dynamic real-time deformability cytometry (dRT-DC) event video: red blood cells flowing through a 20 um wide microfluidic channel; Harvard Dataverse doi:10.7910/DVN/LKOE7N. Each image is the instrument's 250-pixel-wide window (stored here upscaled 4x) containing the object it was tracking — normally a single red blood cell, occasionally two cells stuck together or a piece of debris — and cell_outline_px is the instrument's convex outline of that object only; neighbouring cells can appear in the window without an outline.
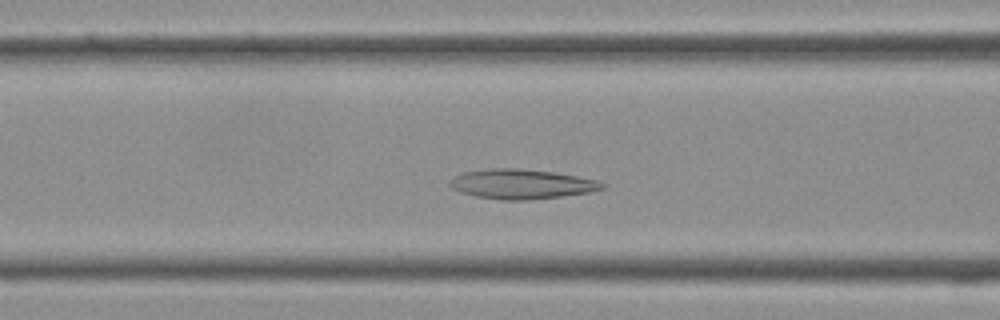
{"species": "Egyptian fruit bat (a non-hibernating species)", "species_latin": "Rousettus aegyptiacus", "temperature_condition": "cold", "stored_images_in_passage": 35, "camera_frame_rate_fps": 3000, "um_per_image_px": 0.085, "frame": {"image": 1, "passage_image": 11, "time_ms": 3.333, "image_size_px": [1000, 320], "cell_outline_px": [[608, 184], [604, 188], [588, 192], [560, 196], [528, 200], [500, 200], [476, 196], [460, 192], [452, 188], [448, 184], [448, 180], [464, 172], [488, 168], [520, 168], [552, 172], [600, 180]], "centroid_in_image_um": [44.33, 15.64], "position_along_channel_um": 122.3, "area_um2": 26.41}}
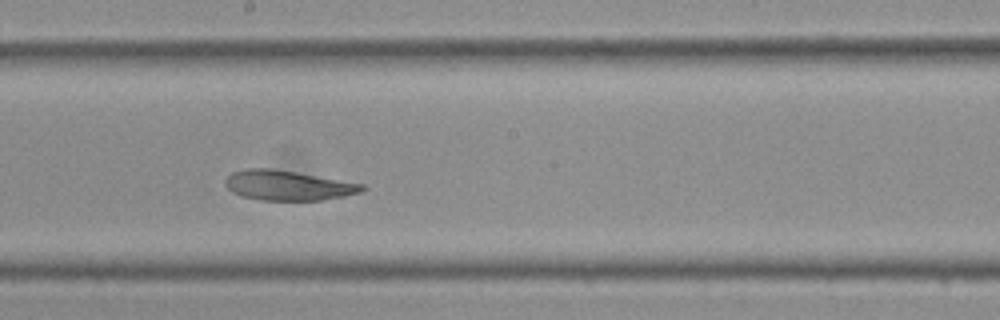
{"frame": {"image": 2, "passage_image": 17, "time_ms": 5.333, "image_size_px": [1000, 320], "cell_outline_px": [[364, 188], [360, 192], [344, 196], [324, 200], [260, 200], [240, 196], [232, 192], [224, 184], [224, 180], [232, 172], [248, 168], [272, 168], [296, 172], [364, 184]], "centroid_in_image_um": [24.43, 15.76], "position_along_channel_um": 223.8, "area_um2": 23.81}}
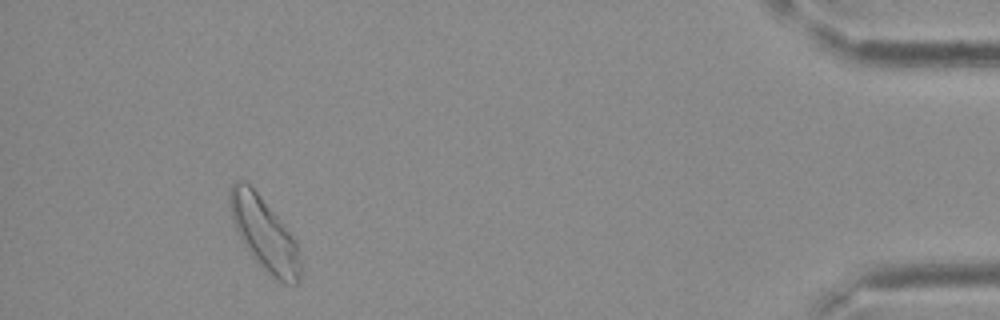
{"frame": {"image": 3, "passage_image": 32, "time_ms": 10.333, "image_size_px": [1000, 320], "cell_outline_px": [[304, 268], [300, 280], [296, 284], [284, 284], [272, 276], [248, 252], [232, 220], [228, 200], [228, 192], [232, 184], [236, 180], [244, 180], [260, 196], [296, 240]], "centroid_in_image_um": [22.5, 19.91], "position_along_channel_um": 412.7, "area_um2": 29.88}}